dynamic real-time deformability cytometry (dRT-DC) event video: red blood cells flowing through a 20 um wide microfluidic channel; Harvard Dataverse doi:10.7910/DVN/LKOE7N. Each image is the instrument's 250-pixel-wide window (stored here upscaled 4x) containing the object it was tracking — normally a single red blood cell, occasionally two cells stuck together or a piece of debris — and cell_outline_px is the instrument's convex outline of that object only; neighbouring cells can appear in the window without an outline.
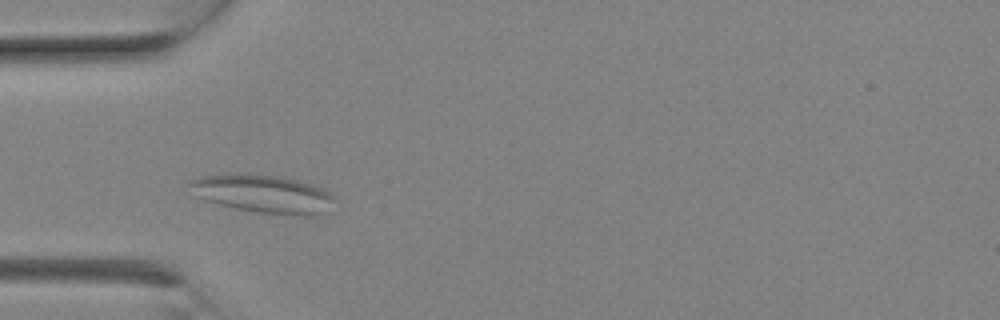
{"species": "Egyptian fruit bat (a non-hibernating species)", "species_latin": "Rousettus aegyptiacus", "temperature_condition": "room temperature", "stored_images_in_passage": 1, "camera_frame_rate_fps": 3000, "um_per_image_px": 0.085, "animal": {"sex": "female"}, "frame": {"image": 1, "passage_image": 1, "time_ms": 0.0, "image_size_px": [1000, 320], "cell_outline_px": [[336, 200], [324, 212], [312, 216], [304, 216], [260, 212], [236, 208], [204, 200], [192, 196], [188, 184], [188, 180], [200, 176], [280, 176], [300, 180], [312, 184], [336, 196]], "centroid_in_image_um": [22.37, 16.5], "position_along_channel_um": 62.6, "area_um2": 31.56}}